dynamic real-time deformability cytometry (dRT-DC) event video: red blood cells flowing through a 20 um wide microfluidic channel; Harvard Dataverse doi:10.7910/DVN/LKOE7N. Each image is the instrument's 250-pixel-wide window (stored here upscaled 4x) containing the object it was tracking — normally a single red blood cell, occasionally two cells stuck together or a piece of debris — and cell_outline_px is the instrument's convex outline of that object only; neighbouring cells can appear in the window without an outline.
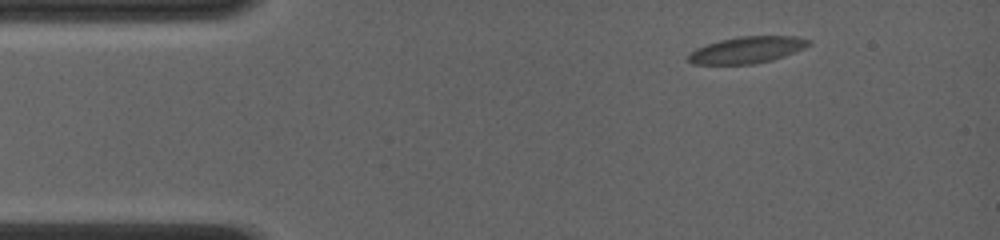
{"species": "common noctule bat (a hibernating species)", "species_latin": "Nyctalus noctula", "temperature_condition": "room temperature", "stored_images_in_passage": 4, "camera_frame_rate_fps": 4000, "um_per_image_px": 0.085, "animal": {"sex": "female", "body_mass_g": 19.0, "forearm_length_mm": 56.7}, "frame": {"image": 1, "passage_image": 1, "time_ms": 0.0, "image_size_px": [1000, 240], "cell_outline_px": [[812, 44], [796, 52], [772, 60], [752, 64], [692, 64], [688, 60], [688, 56], [696, 48], [720, 40], [740, 36], [796, 36], [812, 40]], "centroid_in_image_um": [63.55, 4.24], "position_along_channel_um": 21.4, "area_um2": 18.67}}